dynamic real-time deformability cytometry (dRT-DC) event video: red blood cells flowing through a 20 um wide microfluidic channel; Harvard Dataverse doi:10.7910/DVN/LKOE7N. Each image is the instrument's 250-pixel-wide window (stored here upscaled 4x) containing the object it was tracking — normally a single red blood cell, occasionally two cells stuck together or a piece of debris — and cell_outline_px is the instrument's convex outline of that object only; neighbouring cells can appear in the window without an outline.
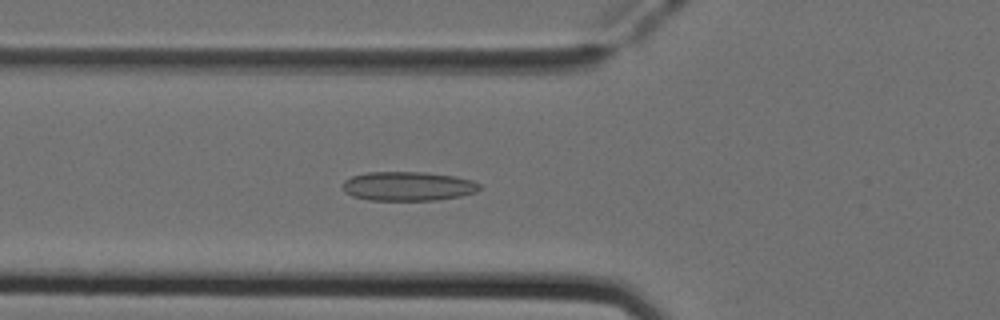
{"species": "Egyptian fruit bat (a non-hibernating species)", "species_latin": "Rousettus aegyptiacus", "temperature_condition": "cold", "stored_images_in_passage": 52, "camera_frame_rate_fps": 3000, "um_per_image_px": 0.085, "animal": {"sex": "female"}, "frame": {"image": 1, "passage_image": 18, "time_ms": 5.667, "image_size_px": [1000, 320], "cell_outline_px": [[480, 188], [476, 192], [460, 196], [436, 200], [368, 200], [352, 196], [344, 192], [344, 180], [352, 176], [368, 172], [424, 172], [456, 176], [472, 180], [480, 184]], "centroid_in_image_um": [34.69, 15.82], "position_along_channel_um": 91.1, "area_um2": 23.29}}
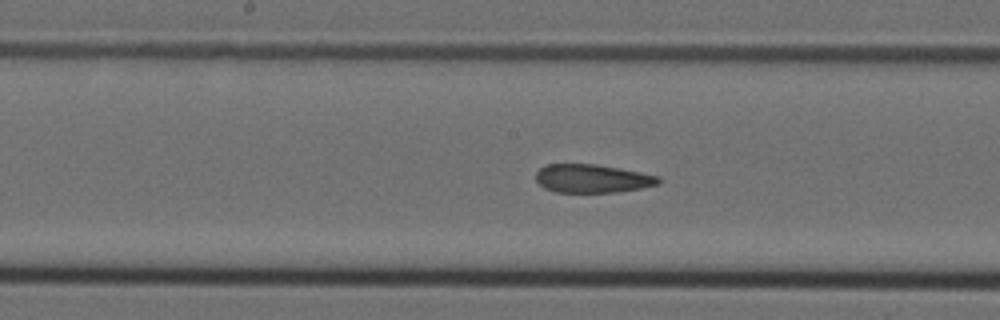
{"frame": {"image": 2, "passage_image": 26, "time_ms": 8.333, "image_size_px": [1000, 320], "cell_outline_px": [[660, 184], [640, 188], [616, 192], [556, 192], [544, 188], [536, 180], [536, 172], [544, 164], [596, 164], [620, 168], [660, 176]], "centroid_in_image_um": [50.34, 15.17], "position_along_channel_um": 197.9, "area_um2": 20.35}}
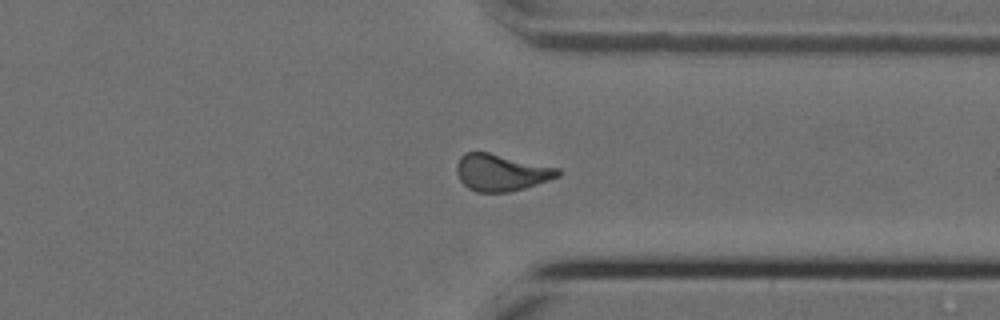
{"frame": {"image": 3, "passage_image": 39, "time_ms": 12.667, "image_size_px": [1000, 320], "cell_outline_px": [[564, 172], [560, 176], [524, 188], [508, 192], [476, 192], [468, 188], [460, 180], [456, 172], [456, 164], [460, 156], [464, 152], [488, 152], [560, 168]], "centroid_in_image_um": [42.6, 14.66], "position_along_channel_um": 368.8, "area_um2": 21.85}, "authors_computed_cell_mechanics": {"area_um2": 21.6172, "velocity_mm_per_s": 3.9661, "shape_relaxation_time_tau1_ms": null, "shape_relaxation_time_tau2_ms": 2.5334, "deformation_change_tau1": null, "deformation_change_tau2": 0.0963}}